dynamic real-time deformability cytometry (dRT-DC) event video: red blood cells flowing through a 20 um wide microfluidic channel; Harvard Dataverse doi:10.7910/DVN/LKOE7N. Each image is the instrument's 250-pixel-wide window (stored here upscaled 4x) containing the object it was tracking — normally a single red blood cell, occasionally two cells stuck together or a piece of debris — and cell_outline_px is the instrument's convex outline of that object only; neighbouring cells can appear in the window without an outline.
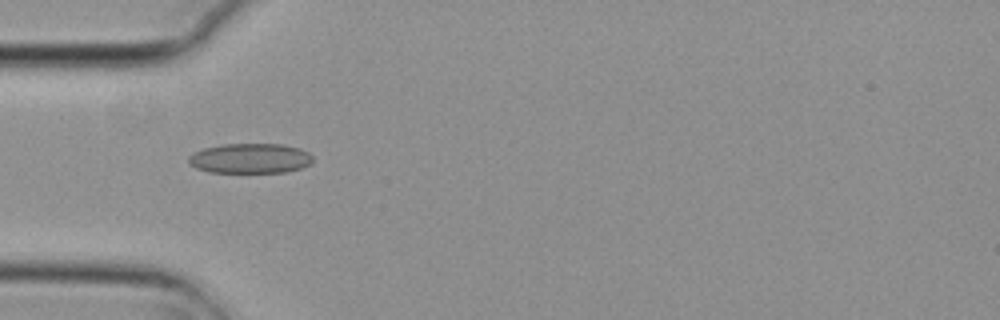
{"species": "common noctule bat (a hibernating species)", "species_latin": "Nyctalus noctula", "temperature_condition": "cold", "stored_images_in_passage": 8, "camera_frame_rate_fps": 3000, "um_per_image_px": 0.085, "animal": {"sex": "female", "body_mass_g": 29.2, "forearm_length_mm": 56.3}, "frame": {"image": 1, "passage_image": 5, "time_ms": 1.333, "image_size_px": [1000, 320], "cell_outline_px": [[312, 160], [308, 164], [300, 168], [284, 172], [208, 172], [196, 168], [188, 164], [188, 156], [192, 152], [204, 148], [224, 144], [280, 144], [300, 148], [308, 152], [312, 156]], "centroid_in_image_um": [21.21, 13.46], "position_along_channel_um": 63.8, "area_um2": 21.68}}
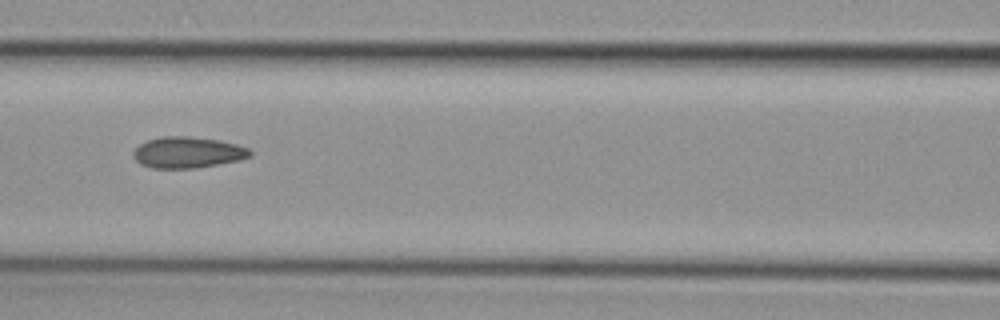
{"frame": {"image": 2, "passage_image": 7, "time_ms": 2.0, "image_size_px": [1000, 320], "cell_outline_px": [[252, 156], [240, 160], [196, 168], [152, 168], [140, 164], [132, 156], [132, 152], [140, 144], [148, 140], [164, 136], [188, 136], [220, 140], [236, 144], [248, 148], [252, 152]], "centroid_in_image_um": [15.96, 12.96], "position_along_channel_um": 150.6, "area_um2": 21.27}}
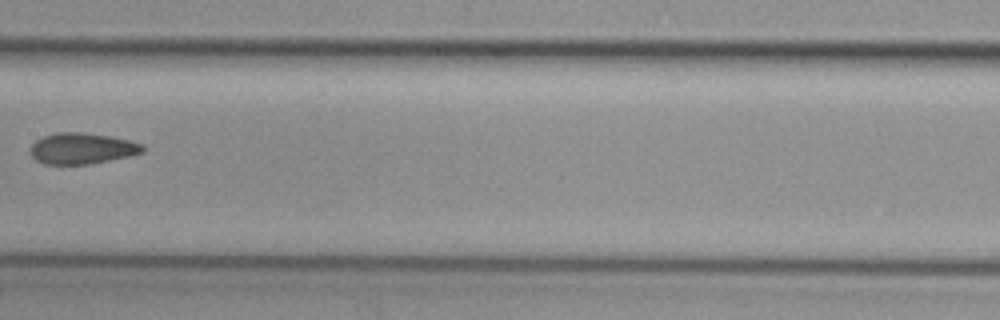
{"frame": {"image": 3, "passage_image": 8, "time_ms": 2.333, "image_size_px": [1000, 320], "cell_outline_px": [[144, 152], [128, 156], [88, 164], [44, 164], [36, 160], [32, 156], [28, 148], [36, 140], [44, 136], [56, 132], [80, 132], [112, 136], [144, 144]], "centroid_in_image_um": [6.95, 12.61], "position_along_channel_um": 200.5, "area_um2": 20.35}}